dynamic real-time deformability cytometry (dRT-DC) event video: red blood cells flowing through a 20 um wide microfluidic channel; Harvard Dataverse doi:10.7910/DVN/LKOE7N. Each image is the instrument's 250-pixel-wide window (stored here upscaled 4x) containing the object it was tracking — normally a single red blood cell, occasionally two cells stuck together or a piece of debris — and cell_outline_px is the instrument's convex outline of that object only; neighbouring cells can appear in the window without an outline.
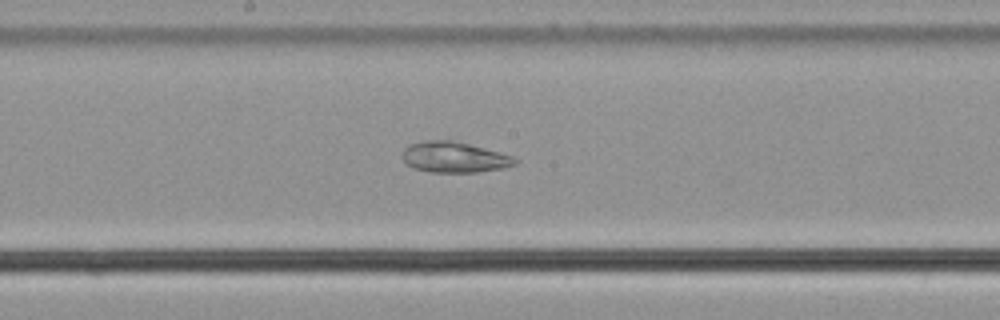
{"species": "common noctule bat (a hibernating species)", "species_latin": "Nyctalus noctula", "temperature_condition": "cold", "stored_images_in_passage": 49, "camera_frame_rate_fps": 3000, "um_per_image_px": 0.085, "animal": {"sex": "male", "body_mass_g": 21.5, "forearm_length_mm": 52.0}, "frame": {"image": 1, "passage_image": 31, "time_ms": 10.0, "image_size_px": [1000, 320], "cell_outline_px": [[520, 160], [516, 164], [504, 168], [476, 172], [432, 172], [412, 168], [404, 160], [404, 148], [408, 144], [424, 140], [452, 140], [468, 144], [512, 156]], "centroid_in_image_um": [38.61, 13.36], "position_along_channel_um": 209.6, "area_um2": 20.0}}
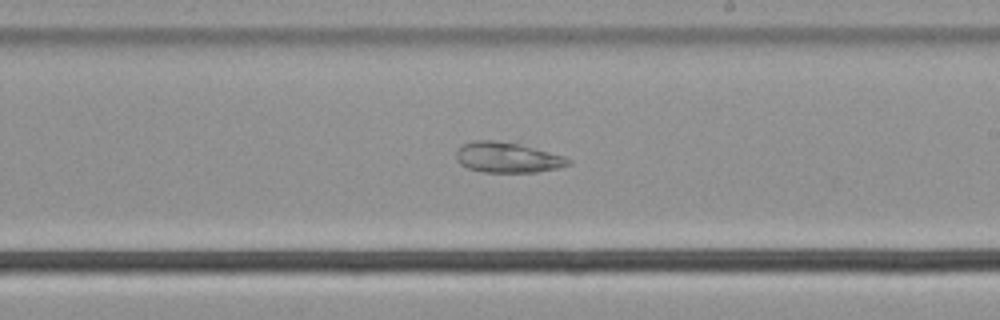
{"frame": {"image": 2, "passage_image": 34, "time_ms": 11.0, "image_size_px": [1000, 320], "cell_outline_px": [[572, 164], [556, 168], [536, 172], [484, 172], [468, 168], [460, 164], [456, 160], [456, 152], [464, 144], [472, 140], [492, 140], [516, 144], [564, 156], [572, 160]], "centroid_in_image_um": [43.11, 13.4], "position_along_channel_um": 245.9, "area_um2": 19.54}}
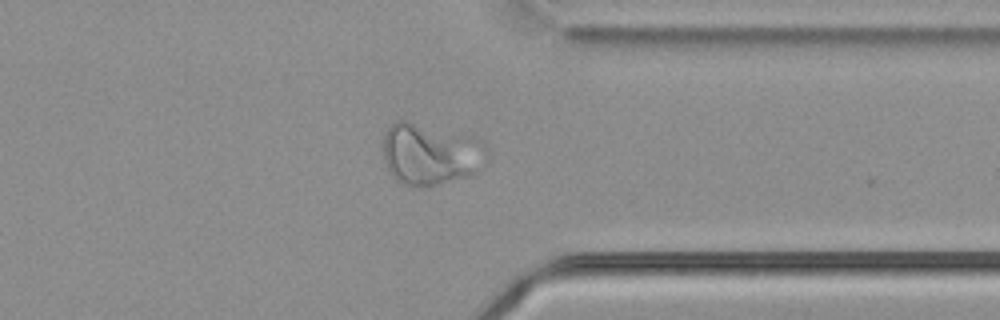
{"frame": {"image": 3, "passage_image": 45, "time_ms": 14.667, "image_size_px": [1000, 320], "cell_outline_px": [[476, 172], [472, 176], [436, 184], [400, 184], [388, 172], [384, 156], [384, 136], [388, 128], [396, 120], [404, 120], [412, 124], [444, 144], [476, 168]], "centroid_in_image_um": [35.81, 13.35], "position_along_channel_um": 375.6, "area_um2": 27.86}}